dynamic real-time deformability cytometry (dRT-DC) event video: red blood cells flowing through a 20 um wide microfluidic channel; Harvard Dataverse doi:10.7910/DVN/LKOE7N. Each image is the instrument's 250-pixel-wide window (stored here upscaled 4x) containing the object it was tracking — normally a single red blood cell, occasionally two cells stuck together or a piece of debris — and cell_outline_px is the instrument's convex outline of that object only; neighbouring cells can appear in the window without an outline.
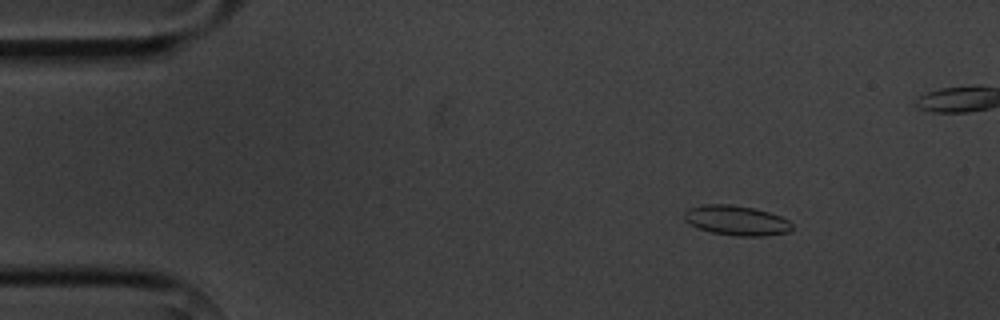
{"species": "common noctule bat (a hibernating species)", "species_latin": "Nyctalus noctula", "temperature_condition": "cold", "stored_images_in_passage": 9, "camera_frame_rate_fps": 3000, "um_per_image_px": 0.085, "animal": {"sex": "male", "body_mass_g": 20.1, "forearm_length_mm": 53.5}, "frame": {"image": 1, "passage_image": 2, "time_ms": 2.333, "image_size_px": [1000, 320], "cell_outline_px": [[792, 228], [788, 232], [764, 236], [736, 236], [712, 232], [696, 228], [684, 220], [684, 212], [688, 208], [704, 204], [732, 204], [752, 208], [768, 212], [780, 216], [788, 220], [792, 224]], "centroid_in_image_um": [62.56, 18.73], "position_along_channel_um": 22.4, "area_um2": 18.79}}
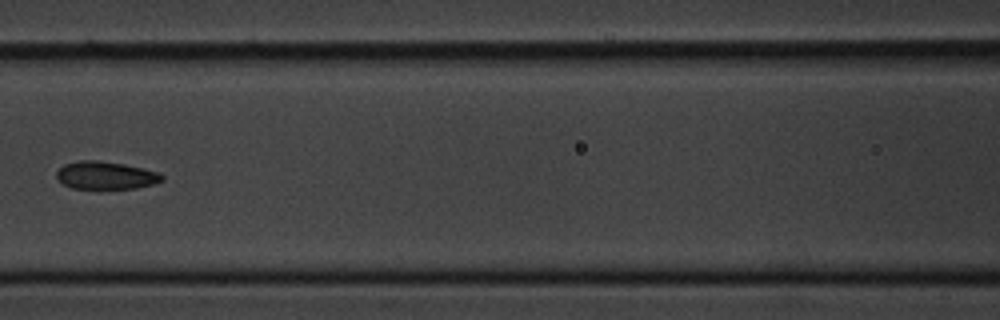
{"frame": {"image": 2, "passage_image": 7, "time_ms": 8.0, "image_size_px": [1000, 320], "cell_outline_px": [[164, 180], [152, 184], [136, 188], [100, 192], [72, 188], [56, 180], [56, 172], [64, 164], [80, 160], [96, 160], [124, 164], [160, 172], [164, 176]], "centroid_in_image_um": [8.97, 14.96], "position_along_channel_um": 157.6, "area_um2": 17.98}}
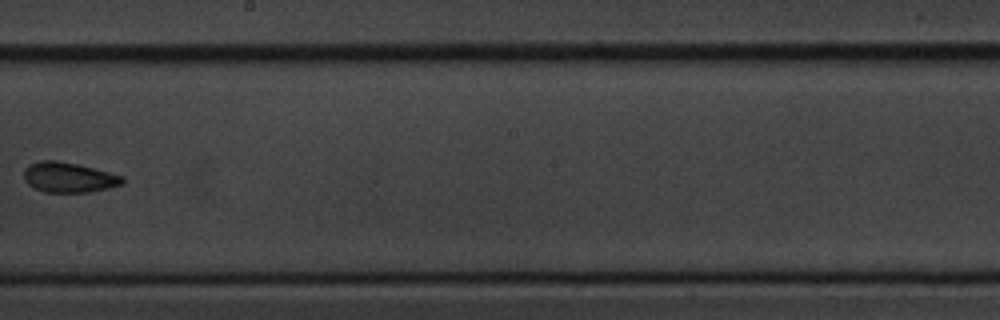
{"frame": {"image": 3, "passage_image": 9, "time_ms": 10.333, "image_size_px": [1000, 320], "cell_outline_px": [[124, 184], [108, 188], [88, 192], [44, 192], [28, 184], [24, 180], [24, 168], [28, 164], [40, 160], [56, 160], [76, 164], [124, 176]], "centroid_in_image_um": [5.82, 15.07], "position_along_channel_um": 242.4, "area_um2": 17.28}}